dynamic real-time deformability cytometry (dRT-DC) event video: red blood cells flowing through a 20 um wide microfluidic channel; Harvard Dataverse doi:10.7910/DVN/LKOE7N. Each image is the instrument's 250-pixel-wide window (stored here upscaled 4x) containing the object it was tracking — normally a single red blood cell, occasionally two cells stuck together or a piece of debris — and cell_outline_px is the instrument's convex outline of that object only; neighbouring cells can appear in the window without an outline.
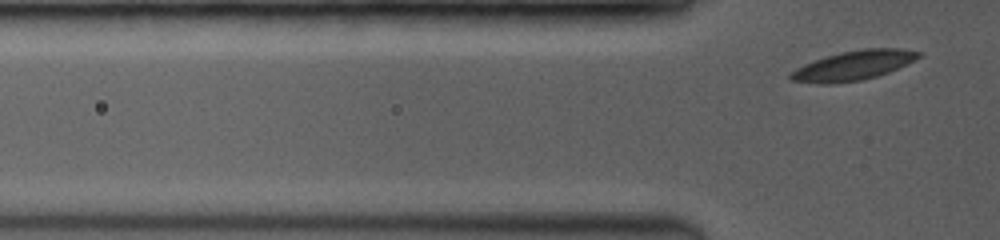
{"species": "common noctule bat (a hibernating species)", "species_latin": "Nyctalus noctula", "temperature_condition": "room temperature", "stored_images_in_passage": 4, "segment_of_instrument_passage": [2, 2], "camera_frame_rate_fps": 3500, "um_per_image_px": 0.085, "animal": {"sex": "female", "body_mass_g": 19.0, "forearm_length_mm": 53.3}, "frame": {"image": 1, "passage_image": 4, "time_ms": 1.429, "image_size_px": [1000, 240], "cell_outline_px": [[920, 56], [888, 72], [876, 76], [860, 80], [832, 84], [824, 84], [792, 80], [788, 76], [796, 68], [804, 64], [824, 56], [840, 52], [864, 48], [900, 48], [920, 52]], "centroid_in_image_um": [72.49, 5.55], "position_along_channel_um": 53.3, "area_um2": 21.62}}